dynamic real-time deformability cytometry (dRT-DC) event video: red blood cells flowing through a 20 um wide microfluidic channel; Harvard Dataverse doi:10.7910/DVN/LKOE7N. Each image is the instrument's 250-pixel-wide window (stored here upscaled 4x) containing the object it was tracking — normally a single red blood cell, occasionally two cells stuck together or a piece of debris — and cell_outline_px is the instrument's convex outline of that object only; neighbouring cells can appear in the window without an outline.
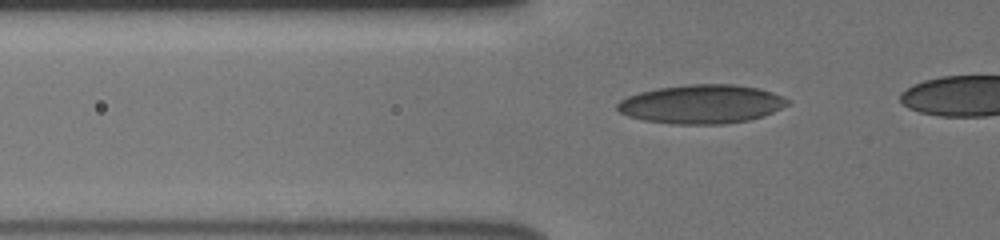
{"species": "human", "species_latin": "Homo sapiens", "temperature_condition": "cold", "stored_images_in_passage": 45, "camera_frame_rate_fps": 3000, "um_per_image_px": 0.085, "donor": {"sex": "male"}, "frame": {"image": 1, "passage_image": 16, "time_ms": 5.0, "image_size_px": [1000, 240], "cell_outline_px": [[792, 104], [764, 116], [748, 120], [724, 124], [672, 124], [644, 120], [628, 116], [620, 112], [616, 108], [616, 104], [620, 100], [628, 96], [640, 92], [656, 88], [688, 84], [732, 84], [760, 88], [772, 92], [792, 100]], "centroid_in_image_um": [59.67, 8.85], "position_along_channel_um": 66.1, "area_um2": 38.9}}
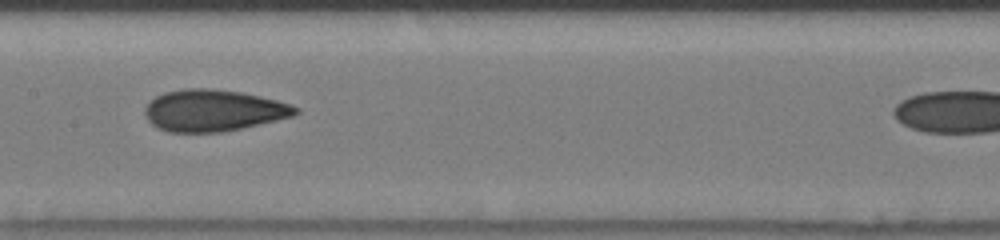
{"frame": {"image": 2, "passage_image": 26, "time_ms": 8.333, "image_size_px": [1000, 240], "cell_outline_px": [[300, 112], [292, 116], [276, 120], [240, 128], [220, 132], [168, 132], [156, 128], [148, 120], [144, 112], [144, 108], [156, 96], [164, 92], [184, 88], [208, 88], [240, 92], [260, 96], [292, 104], [300, 108]], "centroid_in_image_um": [18.13, 9.38], "position_along_channel_um": 189.3, "area_um2": 36.47}}
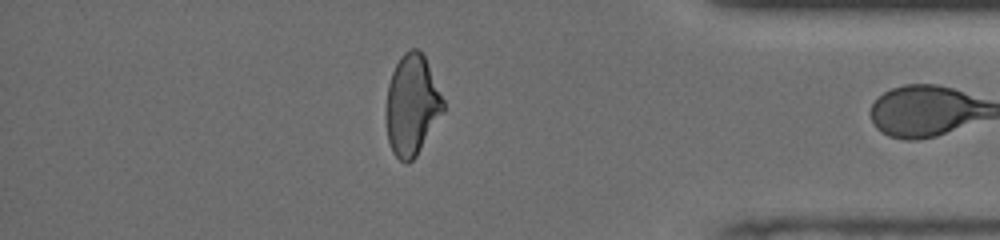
{"frame": {"image": 3, "passage_image": 44, "time_ms": 14.333, "image_size_px": [1000, 240], "cell_outline_px": [[444, 112], [416, 156], [408, 164], [404, 164], [392, 152], [388, 140], [388, 84], [392, 72], [400, 56], [404, 52], [412, 48], [416, 48], [424, 56], [444, 100]], "centroid_in_image_um": [35.04, 8.95], "position_along_channel_um": 400.2, "area_um2": 32.95}}